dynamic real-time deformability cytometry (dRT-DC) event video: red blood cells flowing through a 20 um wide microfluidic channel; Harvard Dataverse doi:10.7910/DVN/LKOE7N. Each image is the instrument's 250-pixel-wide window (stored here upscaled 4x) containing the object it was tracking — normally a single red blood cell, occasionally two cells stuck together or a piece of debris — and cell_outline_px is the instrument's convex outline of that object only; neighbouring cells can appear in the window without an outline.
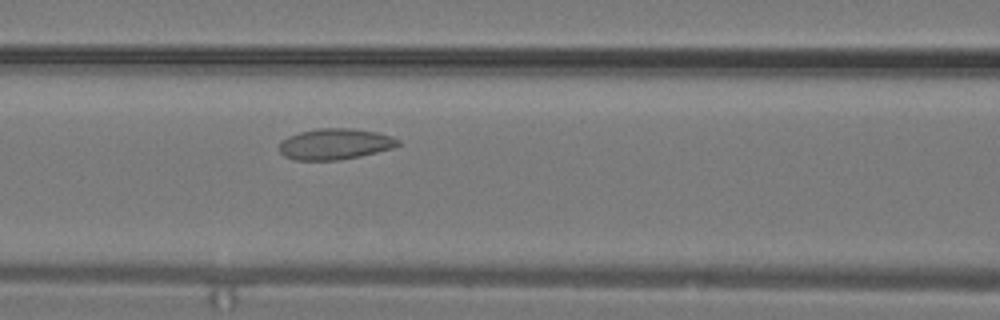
{"species": "common noctule bat (a hibernating species)", "species_latin": "Nyctalus noctula", "temperature_condition": "warm", "stored_images_in_passage": 12, "camera_frame_rate_fps": 3000, "um_per_image_px": 0.085, "animal": {"sex": "male", "body_mass_g": 19.2, "forearm_length_mm": 51.8}, "frame": {"image": 1, "passage_image": 12, "time_ms": 3.667, "image_size_px": [1000, 320], "cell_outline_px": [[400, 144], [392, 148], [360, 156], [340, 160], [296, 160], [284, 156], [280, 152], [280, 140], [288, 136], [300, 132], [316, 128], [348, 128], [376, 132], [392, 136], [400, 140]], "centroid_in_image_um": [28.46, 12.24], "position_along_channel_um": 138.1, "area_um2": 21.44}}